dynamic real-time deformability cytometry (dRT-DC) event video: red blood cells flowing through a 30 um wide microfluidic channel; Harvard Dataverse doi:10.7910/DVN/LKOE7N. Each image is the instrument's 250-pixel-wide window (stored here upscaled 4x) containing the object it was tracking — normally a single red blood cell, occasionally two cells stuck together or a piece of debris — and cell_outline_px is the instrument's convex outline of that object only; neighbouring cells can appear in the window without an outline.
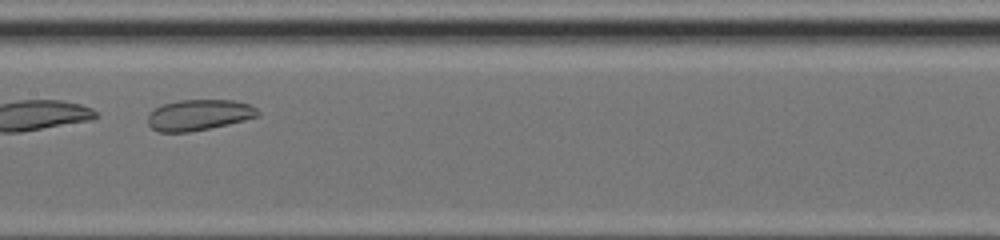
{"species": "common noctule bat (a hibernating species)", "species_latin": "Nyctalus noctula", "temperature_condition": "cold", "stored_images_in_passage": 28, "camera_frame_rate_fps": 3000, "um_per_image_px": 0.085, "animal": {"sex": "female", "body_mass_g": 17.0, "forearm_length_mm": 48.0}, "frame": {"image": 1, "passage_image": 16, "time_ms": 5.0, "image_size_px": [1000, 240], "cell_outline_px": [[260, 116], [228, 124], [188, 132], [160, 132], [152, 128], [148, 124], [148, 116], [156, 108], [164, 104], [180, 100], [232, 100], [248, 104], [256, 108], [260, 112]], "centroid_in_image_um": [16.93, 9.77], "position_along_channel_um": 190.5, "area_um2": 19.54}}